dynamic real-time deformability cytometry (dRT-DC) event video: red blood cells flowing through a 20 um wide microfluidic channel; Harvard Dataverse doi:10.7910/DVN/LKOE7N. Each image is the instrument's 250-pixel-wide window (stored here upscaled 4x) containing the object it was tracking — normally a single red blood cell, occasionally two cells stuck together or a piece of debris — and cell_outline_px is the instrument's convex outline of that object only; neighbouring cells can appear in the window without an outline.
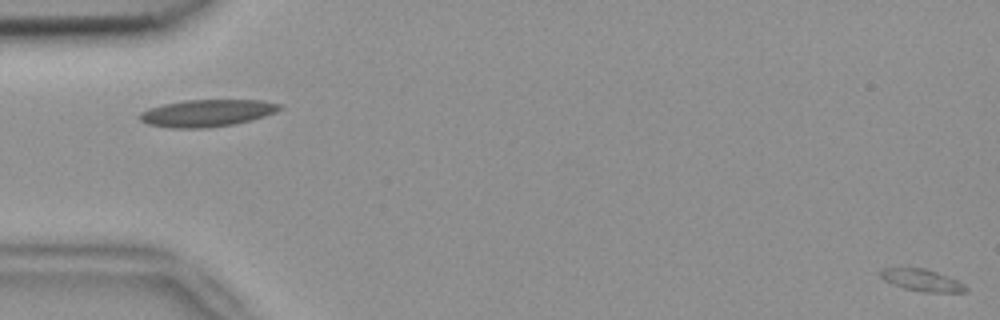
{"species": "common noctule bat (a hibernating species)", "species_latin": "Nyctalus noctula", "temperature_condition": "room temperature", "stored_images_in_passage": 11, "segment_of_instrument_passage": [2, 2], "camera_frame_rate_fps": 3000, "um_per_image_px": 0.085, "animal": {"sex": "female", "body_mass_g": 18.4}, "frame": {"image": 1, "passage_image": 11, "time_ms": 3.333, "image_size_px": [1000, 320], "cell_outline_px": [[968, 288], [964, 292], [920, 292], [904, 288], [892, 284], [884, 280], [880, 276], [880, 268], [924, 268], [936, 272], [956, 280], [964, 284]], "centroid_in_image_um": [78.33, 23.82], "position_along_channel_um": 6.7, "area_um2": 10.81}}